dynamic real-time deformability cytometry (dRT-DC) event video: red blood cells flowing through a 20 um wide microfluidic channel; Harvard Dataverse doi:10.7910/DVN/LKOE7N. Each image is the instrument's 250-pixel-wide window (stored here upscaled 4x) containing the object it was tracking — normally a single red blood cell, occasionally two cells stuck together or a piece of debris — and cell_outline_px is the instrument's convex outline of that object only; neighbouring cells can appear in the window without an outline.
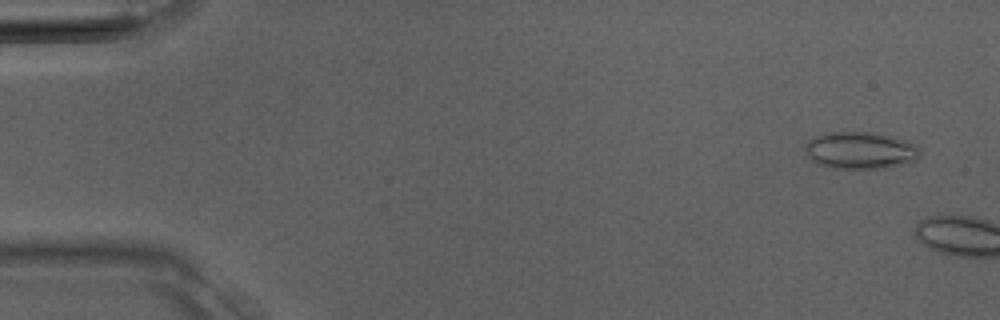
{"species": "Egyptian fruit bat (a non-hibernating species)", "species_latin": "Rousettus aegyptiacus", "temperature_condition": "room temperature", "stored_images_in_passage": 4, "camera_frame_rate_fps": 3000, "um_per_image_px": 0.085, "animal": {"sex": "male"}, "frame": {"image": 1, "passage_image": 2, "time_ms": 0.333, "image_size_px": [1000, 320], "cell_outline_px": [[920, 156], [916, 160], [908, 164], [884, 168], [828, 168], [816, 164], [808, 156], [808, 140], [824, 132], [868, 132], [888, 136], [904, 140], [916, 144], [920, 148]], "centroid_in_image_um": [73.17, 12.8], "position_along_channel_um": 11.8, "area_um2": 24.8}}